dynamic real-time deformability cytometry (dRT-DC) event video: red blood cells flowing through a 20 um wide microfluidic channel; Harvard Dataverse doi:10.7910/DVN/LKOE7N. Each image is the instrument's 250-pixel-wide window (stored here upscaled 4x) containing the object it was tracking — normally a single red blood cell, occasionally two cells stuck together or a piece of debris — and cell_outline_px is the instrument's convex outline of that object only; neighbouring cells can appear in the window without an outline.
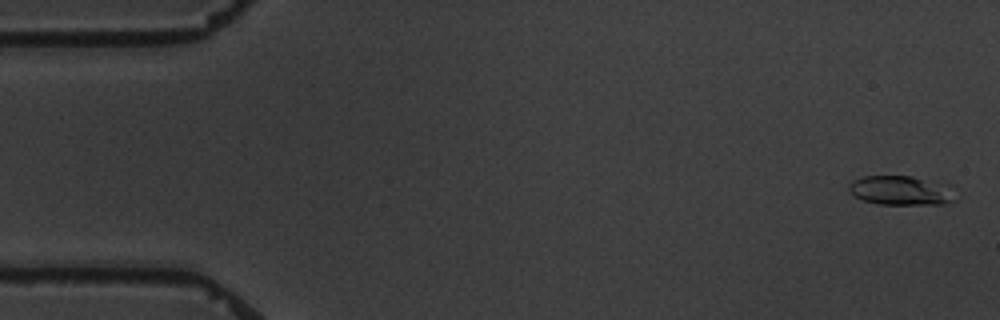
{"species": "common noctule bat (a hibernating species)", "species_latin": "Nyctalus noctula", "temperature_condition": "warm", "stored_images_in_passage": 6, "camera_frame_rate_fps": 3000, "um_per_image_px": 0.085, "animal": {"sex": "male", "body_mass_g": 19.5, "forearm_length_mm": 54.6}, "frame": {"image": 1, "passage_image": 1, "time_ms": 0.0, "image_size_px": [1000, 320], "cell_outline_px": [[956, 200], [944, 204], [880, 204], [864, 200], [856, 196], [848, 188], [848, 184], [852, 180], [864, 176], [912, 176], [952, 184]], "centroid_in_image_um": [76.67, 16.17], "position_along_channel_um": 8.3, "area_um2": 18.44}}
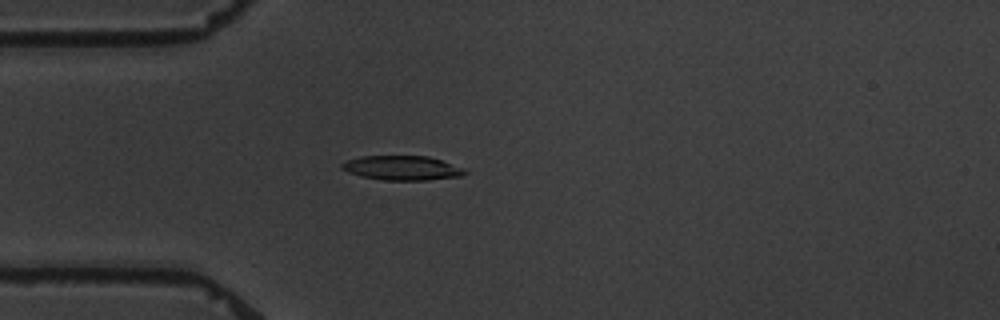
{"frame": {"image": 2, "passage_image": 5, "time_ms": 4.667, "image_size_px": [1000, 320], "cell_outline_px": [[468, 172], [460, 176], [428, 180], [384, 180], [360, 176], [348, 172], [340, 168], [340, 164], [348, 160], [360, 156], [428, 156], [440, 160], [460, 168]], "centroid_in_image_um": [34.11, 14.28], "position_along_channel_um": 50.9, "area_um2": 17.28}}